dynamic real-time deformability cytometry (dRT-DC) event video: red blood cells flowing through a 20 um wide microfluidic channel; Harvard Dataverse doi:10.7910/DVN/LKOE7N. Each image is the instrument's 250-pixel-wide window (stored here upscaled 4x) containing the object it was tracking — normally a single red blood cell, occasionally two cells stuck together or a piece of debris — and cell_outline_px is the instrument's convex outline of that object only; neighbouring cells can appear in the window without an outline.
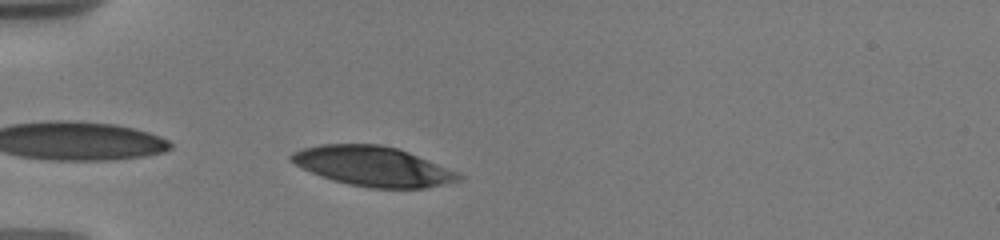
{"species": "human", "species_latin": "Homo sapiens", "temperature_condition": "warm", "stored_images_in_passage": 8, "camera_frame_rate_fps": 3000, "um_per_image_px": 0.085, "donor": {"sex": "male"}, "frame": {"image": 1, "passage_image": 4, "time_ms": 0.667, "image_size_px": [1000, 240], "cell_outline_px": [[464, 176], [460, 180], [428, 188], [368, 188], [348, 184], [332, 180], [320, 176], [296, 164], [288, 156], [292, 152], [304, 148], [320, 144], [380, 144], [396, 148], [408, 152], [456, 172]], "centroid_in_image_um": [31.69, 14.14], "position_along_channel_um": 53.3, "area_um2": 38.38}}